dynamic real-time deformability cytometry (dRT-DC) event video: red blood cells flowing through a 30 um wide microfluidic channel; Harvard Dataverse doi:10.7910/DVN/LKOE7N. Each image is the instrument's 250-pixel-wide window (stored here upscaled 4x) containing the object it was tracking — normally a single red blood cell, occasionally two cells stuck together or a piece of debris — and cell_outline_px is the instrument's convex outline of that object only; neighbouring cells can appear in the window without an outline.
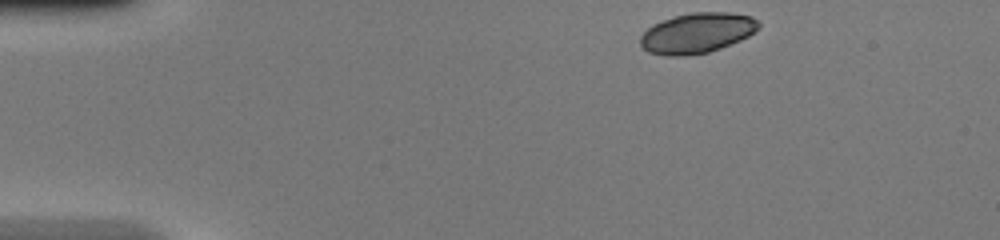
{"species": "common noctule bat (a hibernating species)", "species_latin": "Nyctalus noctula", "temperature_condition": "warm", "stored_images_in_passage": 32, "camera_frame_rate_fps": 3000, "um_per_image_px": 0.085, "animal": {"sex": "female", "body_mass_g": 20.0, "forearm_length_mm": 54.0}, "frame": {"image": 1, "passage_image": 1, "time_ms": 0.0, "image_size_px": [1000, 240], "cell_outline_px": [[760, 24], [748, 36], [740, 40], [720, 48], [708, 52], [684, 56], [668, 56], [648, 52], [640, 44], [640, 36], [652, 24], [676, 16], [692, 12], [728, 12], [752, 16]], "centroid_in_image_um": [59.22, 2.81], "position_along_channel_um": 25.8, "area_um2": 27.51}}